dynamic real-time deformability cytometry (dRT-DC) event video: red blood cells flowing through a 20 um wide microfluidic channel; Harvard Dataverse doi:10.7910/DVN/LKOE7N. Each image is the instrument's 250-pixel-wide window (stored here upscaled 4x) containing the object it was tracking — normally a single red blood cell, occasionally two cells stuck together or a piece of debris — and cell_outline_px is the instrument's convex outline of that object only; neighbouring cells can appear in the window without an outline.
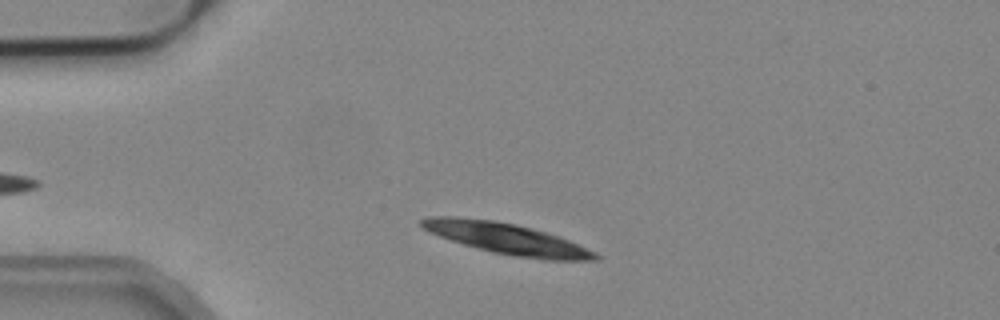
{"species": "common noctule bat (a hibernating species)", "species_latin": "Nyctalus noctula", "temperature_condition": "cold", "stored_images_in_passage": 2, "camera_frame_rate_fps": 3000, "um_per_image_px": 0.085, "animal": {"sex": "male", "body_mass_g": 19.2, "forearm_length_mm": 51.8}, "frame": {"image": 1, "passage_image": 1, "time_ms": 0.0, "image_size_px": [1000, 320], "cell_outline_px": [[600, 260], [548, 260], [516, 256], [492, 252], [476, 248], [428, 232], [420, 224], [420, 220], [428, 216], [456, 216], [496, 220], [516, 224], [548, 232], [568, 240], [596, 252], [600, 256]], "centroid_in_image_um": [43.07, 20.27], "position_along_channel_um": 41.9, "area_um2": 31.39}}